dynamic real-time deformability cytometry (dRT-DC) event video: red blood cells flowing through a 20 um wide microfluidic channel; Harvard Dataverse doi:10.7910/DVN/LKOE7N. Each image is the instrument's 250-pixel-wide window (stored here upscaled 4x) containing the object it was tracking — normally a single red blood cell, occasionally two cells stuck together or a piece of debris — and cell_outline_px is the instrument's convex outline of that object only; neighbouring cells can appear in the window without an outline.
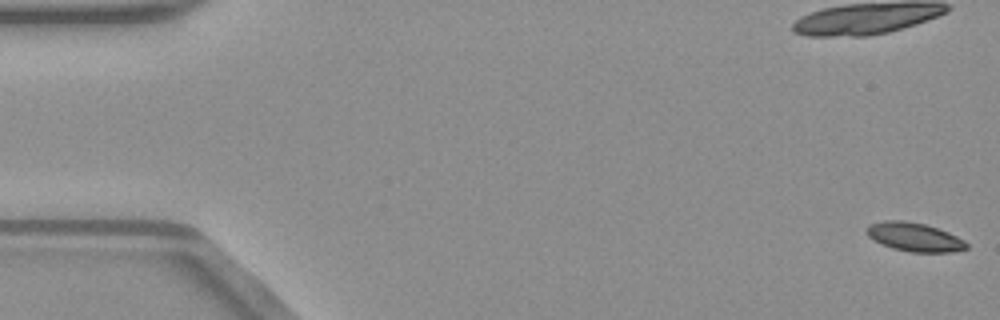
{"species": "common noctule bat (a hibernating species)", "species_latin": "Nyctalus noctula", "temperature_condition": "warm", "stored_images_in_passage": 52, "camera_frame_rate_fps": 3000, "um_per_image_px": 0.085, "animal": {"sex": "male", "body_mass_g": 23.1, "forearm_length_mm": 52.7}, "frame": {"image": 1, "passage_image": 1, "time_ms": 0.0, "image_size_px": [1000, 320], "cell_outline_px": [[968, 248], [952, 252], [912, 252], [892, 248], [868, 236], [864, 228], [868, 224], [884, 220], [904, 220], [924, 224], [948, 232], [964, 240], [968, 244]], "centroid_in_image_um": [77.71, 20.13], "position_along_channel_um": 7.3, "area_um2": 16.65}}
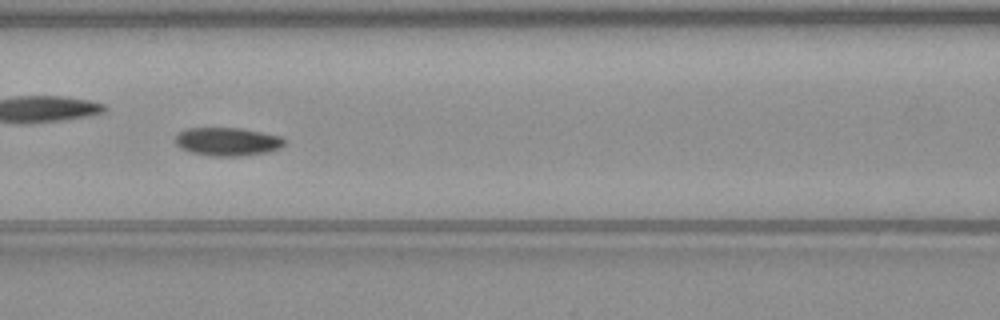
{"frame": {"image": 2, "passage_image": 23, "time_ms": 7.333, "image_size_px": [1000, 320], "cell_outline_px": [[284, 144], [280, 148], [268, 152], [240, 156], [208, 156], [192, 152], [180, 148], [176, 144], [176, 136], [180, 132], [188, 128], [240, 128], [280, 136], [284, 140]], "centroid_in_image_um": [19.33, 12.04], "position_along_channel_um": 147.3, "area_um2": 17.86}, "authors_computed_cell_mechanics": {"area_um2": 17.6868, "velocity_mm_per_s": 3.9968, "shape_relaxation_time_tau1_ms": 2.0577, "shape_relaxation_time_tau2_ms": null, "deformation_change_tau1": 0.0841, "deformation_change_tau2": null}}